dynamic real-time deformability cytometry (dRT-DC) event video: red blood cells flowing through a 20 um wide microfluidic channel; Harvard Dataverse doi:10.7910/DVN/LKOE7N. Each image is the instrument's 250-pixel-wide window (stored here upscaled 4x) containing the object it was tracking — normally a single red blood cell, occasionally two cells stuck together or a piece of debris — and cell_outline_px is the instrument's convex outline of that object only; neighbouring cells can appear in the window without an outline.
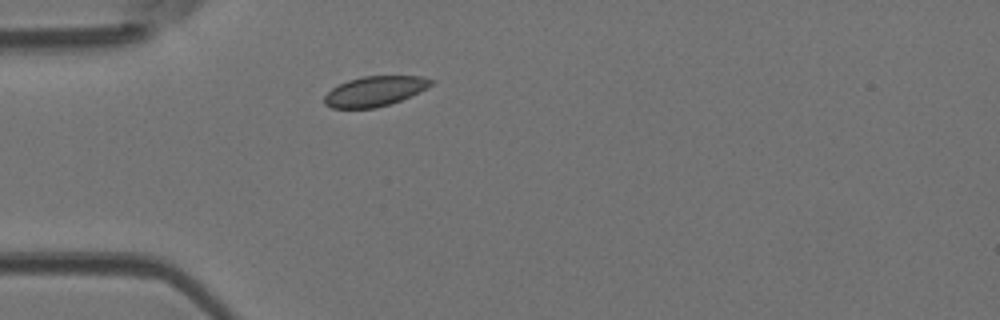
{"species": "Egyptian fruit bat (a non-hibernating species)", "species_latin": "Rousettus aegyptiacus", "temperature_condition": "room temperature", "stored_images_in_passage": 1, "camera_frame_rate_fps": 3000, "um_per_image_px": 0.085, "animal": {"sex": "female"}, "frame": {"image": 1, "passage_image": 1, "time_ms": 0.0, "image_size_px": [1000, 320], "cell_outline_px": [[436, 80], [428, 88], [400, 100], [376, 108], [332, 108], [324, 104], [324, 96], [332, 88], [348, 80], [364, 76], [424, 76]], "centroid_in_image_um": [31.88, 7.74], "position_along_channel_um": 53.1, "area_um2": 18.61}}